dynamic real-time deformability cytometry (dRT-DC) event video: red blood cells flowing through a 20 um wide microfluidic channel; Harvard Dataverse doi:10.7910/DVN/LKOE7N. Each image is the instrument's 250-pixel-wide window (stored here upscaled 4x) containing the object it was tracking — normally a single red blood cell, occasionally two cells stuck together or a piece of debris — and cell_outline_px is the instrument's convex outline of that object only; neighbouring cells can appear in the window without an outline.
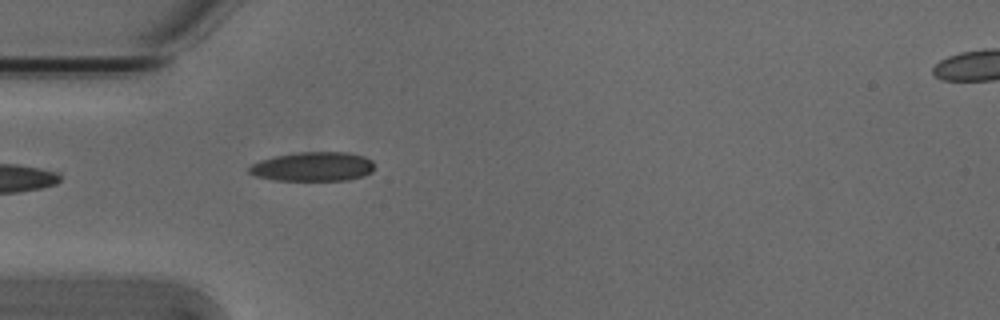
{"species": "Egyptian fruit bat (a non-hibernating species)", "species_latin": "Rousettus aegyptiacus", "temperature_condition": "cold", "stored_images_in_passage": 2, "camera_frame_rate_fps": 3000, "um_per_image_px": 0.085, "animal": {"sex": "male"}, "frame": {"image": 1, "passage_image": 2, "time_ms": 0.333, "image_size_px": [1000, 320], "cell_outline_px": [[372, 172], [364, 176], [348, 180], [272, 180], [256, 176], [248, 172], [248, 168], [252, 164], [260, 160], [276, 156], [296, 152], [348, 152], [364, 156], [372, 160]], "centroid_in_image_um": [26.6, 14.16], "position_along_channel_um": 58.4, "area_um2": 21.39}}